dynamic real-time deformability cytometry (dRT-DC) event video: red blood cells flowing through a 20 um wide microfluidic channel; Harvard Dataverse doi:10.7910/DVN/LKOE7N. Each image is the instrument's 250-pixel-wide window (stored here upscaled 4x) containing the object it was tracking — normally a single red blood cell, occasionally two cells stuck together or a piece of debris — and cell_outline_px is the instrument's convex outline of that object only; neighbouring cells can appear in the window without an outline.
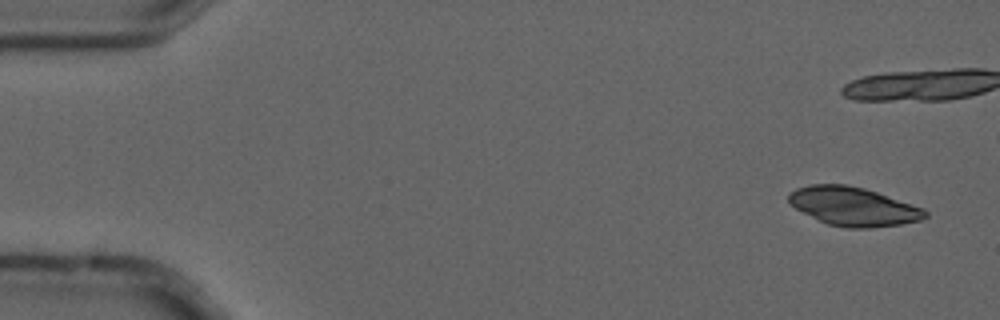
{"species": "common noctule bat (a hibernating species)", "species_latin": "Nyctalus noctula", "temperature_condition": "cold", "stored_images_in_passage": 5, "camera_frame_rate_fps": 3000, "um_per_image_px": 0.085, "animal": {"sex": "male", "forearm_length_mm": 52.5}, "frame": {"image": 1, "passage_image": 1, "time_ms": 0.0, "image_size_px": [1000, 320], "cell_outline_px": [[928, 216], [920, 220], [900, 224], [872, 228], [848, 228], [828, 224], [796, 208], [788, 200], [788, 196], [796, 188], [808, 184], [844, 184], [864, 188], [924, 208], [928, 212]], "centroid_in_image_um": [72.56, 17.54], "position_along_channel_um": 12.4, "area_um2": 30.46}}